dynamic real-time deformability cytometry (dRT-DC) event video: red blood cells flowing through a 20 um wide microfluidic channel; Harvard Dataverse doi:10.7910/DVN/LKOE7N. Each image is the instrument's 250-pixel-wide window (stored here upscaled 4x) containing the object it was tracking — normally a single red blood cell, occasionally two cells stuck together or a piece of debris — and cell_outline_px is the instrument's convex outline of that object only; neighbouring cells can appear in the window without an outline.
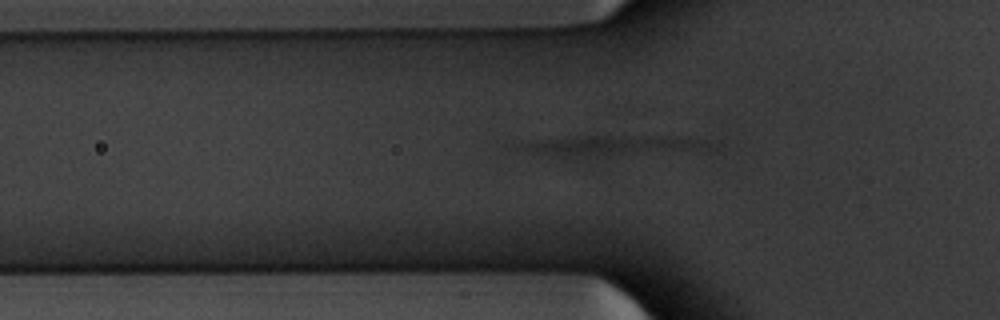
{"species": "common noctule bat (a hibernating species)", "species_latin": "Nyctalus noctula", "temperature_condition": "warm", "stored_images_in_passage": 31, "camera_frame_rate_fps": 3000, "um_per_image_px": 0.085, "animal": {"sex": "male", "body_mass_g": 20.1, "forearm_length_mm": 53.5}, "frame": {"image": 1, "passage_image": 18, "time_ms": 5.667, "image_size_px": [1000, 320], "cell_outline_px": [[724, 144], [720, 152], [612, 156], [560, 156], [528, 152], [508, 148], [500, 144], [520, 140], [576, 136], [664, 136], [720, 140]], "centroid_in_image_um": [52.34, 12.39], "position_along_channel_um": 73.5, "area_um2": 26.01}}
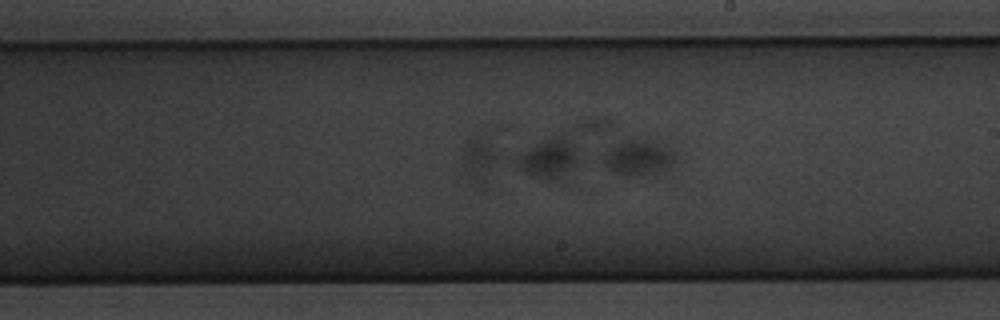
{"frame": {"image": 2, "passage_image": 31, "time_ms": 10.0, "image_size_px": [1000, 320], "cell_outline_px": [[676, 156], [672, 164], [640, 176], [624, 176], [600, 164], [604, 148], [612, 140], [640, 140], [668, 148], [676, 152]], "centroid_in_image_um": [54.06, 13.37], "position_along_channel_um": 234.9, "area_um2": 14.8}}